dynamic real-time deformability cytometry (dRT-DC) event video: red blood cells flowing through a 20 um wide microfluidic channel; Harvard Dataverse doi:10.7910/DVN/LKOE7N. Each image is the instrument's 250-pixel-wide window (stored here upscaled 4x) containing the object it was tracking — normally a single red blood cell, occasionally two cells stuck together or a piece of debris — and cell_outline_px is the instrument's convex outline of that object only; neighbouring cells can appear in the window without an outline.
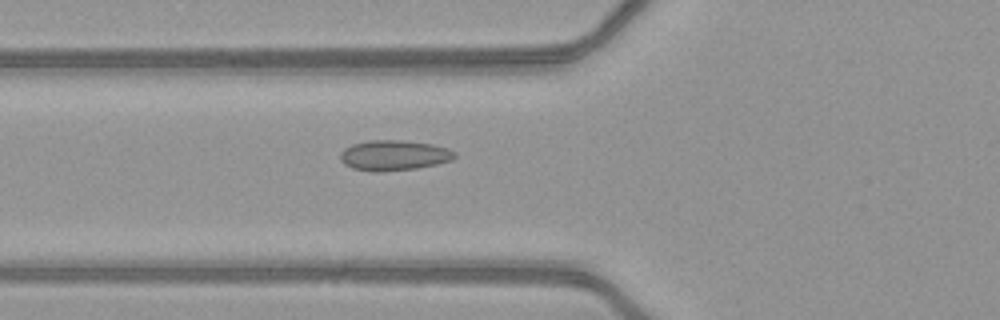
{"species": "common noctule bat (a hibernating species)", "species_latin": "Nyctalus noctula", "temperature_condition": "warm", "stored_images_in_passage": 23, "camera_frame_rate_fps": 3000, "um_per_image_px": 0.085, "animal": {"sex": "female", "body_mass_g": 21.9}, "frame": {"image": 1, "passage_image": 2, "time_ms": 0.333, "image_size_px": [1000, 320], "cell_outline_px": [[456, 156], [452, 160], [436, 164], [416, 168], [376, 172], [352, 168], [344, 164], [340, 160], [340, 152], [344, 148], [352, 144], [372, 140], [404, 140], [432, 144], [448, 148], [456, 152]], "centroid_in_image_um": [33.48, 13.19], "position_along_channel_um": 92.3, "area_um2": 20.23}}
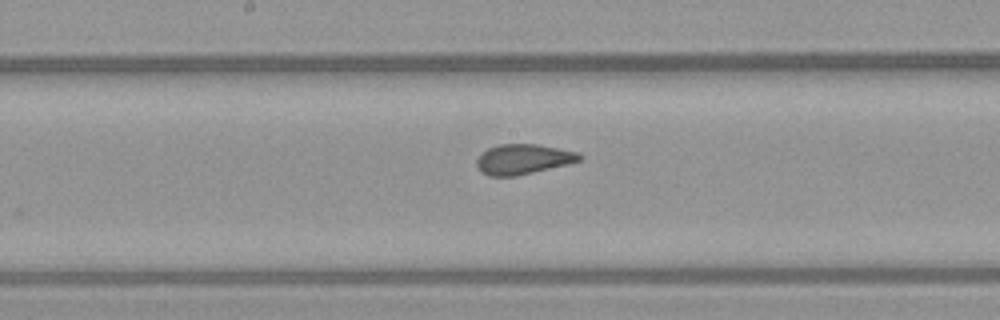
{"frame": {"image": 2, "passage_image": 10, "time_ms": 3.0, "image_size_px": [1000, 320], "cell_outline_px": [[584, 156], [580, 160], [568, 164], [516, 176], [488, 176], [480, 172], [476, 164], [476, 160], [488, 148], [500, 144], [536, 144], [580, 152]], "centroid_in_image_um": [44.48, 13.53], "position_along_channel_um": 203.7, "area_um2": 18.03}}
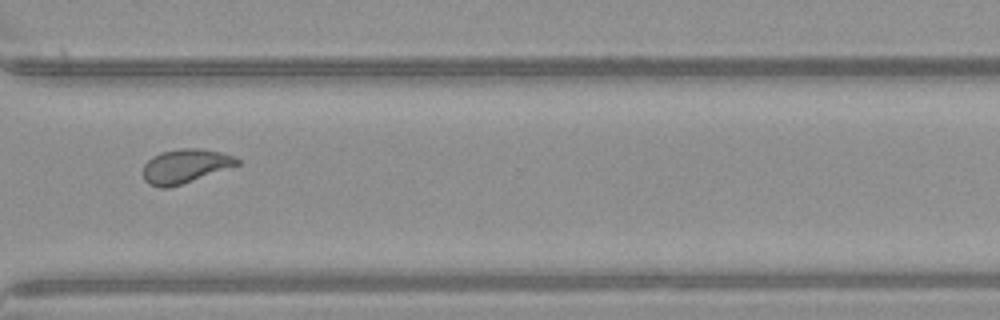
{"frame": {"image": 3, "passage_image": 21, "time_ms": 6.667, "image_size_px": [1000, 320], "cell_outline_px": [[240, 164], [168, 188], [160, 188], [148, 184], [144, 180], [144, 164], [152, 156], [160, 152], [184, 148], [200, 148], [220, 152], [232, 156], [240, 160]], "centroid_in_image_um": [15.71, 14.11], "position_along_channel_um": 354.9, "area_um2": 18.38}}